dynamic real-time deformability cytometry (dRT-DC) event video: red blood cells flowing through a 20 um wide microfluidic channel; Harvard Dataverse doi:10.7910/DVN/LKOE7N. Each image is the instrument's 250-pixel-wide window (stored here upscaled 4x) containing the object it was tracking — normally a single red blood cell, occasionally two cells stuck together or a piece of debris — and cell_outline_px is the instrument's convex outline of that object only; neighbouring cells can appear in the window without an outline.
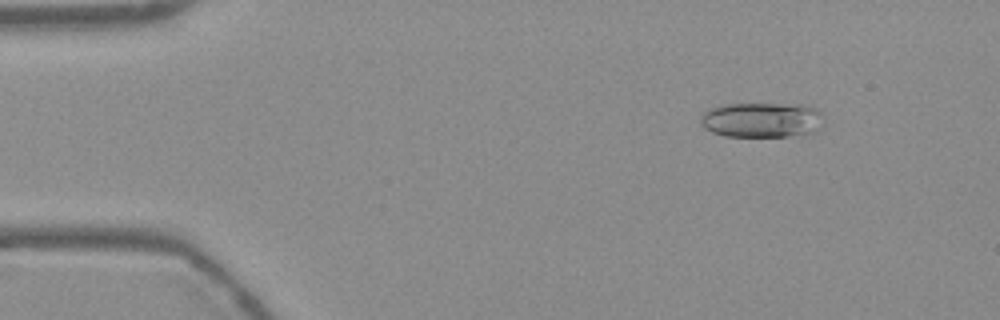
{"species": "Egyptian fruit bat (a non-hibernating species)", "species_latin": "Rousettus aegyptiacus", "temperature_condition": "warm", "stored_images_in_passage": 54, "camera_frame_rate_fps": 3000, "um_per_image_px": 0.085, "frame": {"image": 1, "passage_image": 7, "time_ms": 2.0, "image_size_px": [1000, 320], "cell_outline_px": [[824, 116], [816, 132], [788, 136], [724, 136], [712, 132], [704, 128], [700, 124], [700, 116], [704, 112], [712, 108], [728, 104], [804, 104], [816, 108]], "centroid_in_image_um": [64.76, 10.19], "position_along_channel_um": 20.2, "area_um2": 25.26}}
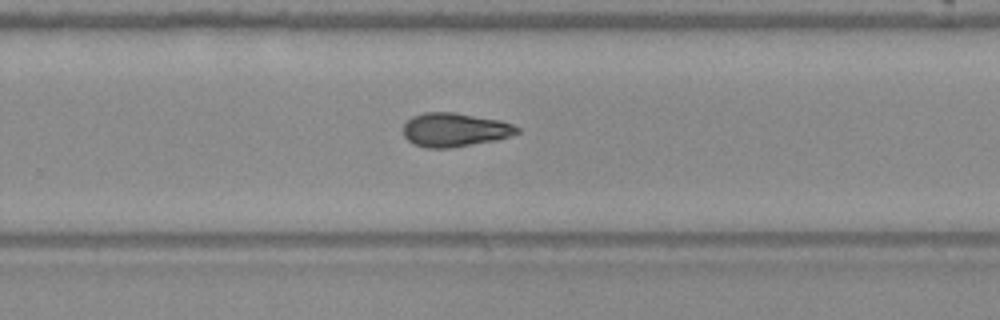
{"frame": {"image": 2, "passage_image": 35, "time_ms": 11.333, "image_size_px": [1000, 320], "cell_outline_px": [[520, 132], [496, 140], [452, 148], [424, 148], [412, 144], [404, 136], [404, 124], [412, 116], [424, 112], [452, 112], [500, 120], [512, 124], [520, 128]], "centroid_in_image_um": [38.63, 11.04], "position_along_channel_um": 291.2, "area_um2": 22.48}}
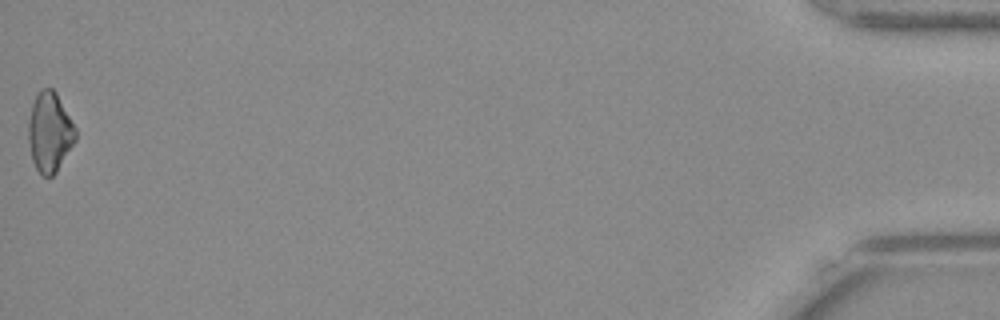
{"frame": {"image": 3, "passage_image": 54, "time_ms": 17.667, "image_size_px": [1000, 320], "cell_outline_px": [[76, 140], [56, 172], [52, 176], [44, 176], [36, 168], [32, 160], [28, 140], [28, 120], [32, 104], [40, 88], [52, 88], [56, 92], [76, 128]], "centroid_in_image_um": [4.22, 11.22], "position_along_channel_um": 431.0, "area_um2": 21.85}, "authors_computed_cell_mechanics": {"area_um2": 22.4264, "velocity_mm_per_s": 3.7853, "shape_relaxation_time_tau1_ms": 6.5578, "shape_relaxation_time_tau2_ms": 4.9032, "deformation_change_tau1": 0.1654, "deformation_change_tau2": 0.1098}}